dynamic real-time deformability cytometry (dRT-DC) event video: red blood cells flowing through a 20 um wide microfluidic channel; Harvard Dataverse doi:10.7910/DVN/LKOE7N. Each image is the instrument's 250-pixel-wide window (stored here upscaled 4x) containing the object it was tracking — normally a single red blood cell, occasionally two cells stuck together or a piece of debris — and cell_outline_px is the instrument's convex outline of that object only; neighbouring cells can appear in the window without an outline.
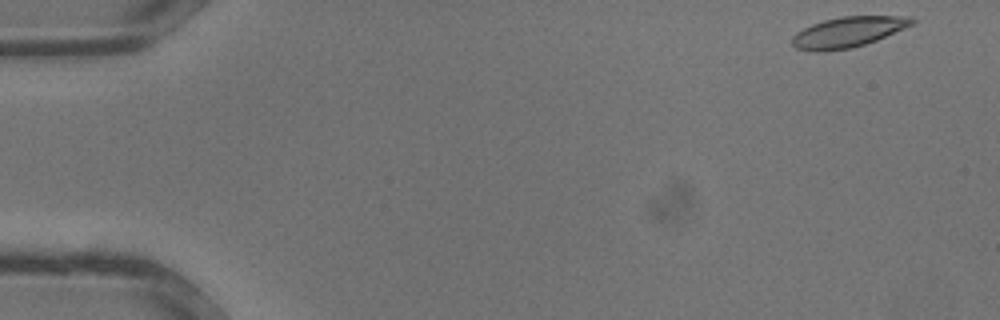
{"species": "common noctule bat (a hibernating species)", "species_latin": "Nyctalus noctula", "temperature_condition": "warm", "stored_images_in_passage": 33, "camera_frame_rate_fps": 3000, "um_per_image_px": 0.085, "animal": {"sex": "male", "body_mass_g": 13.3}, "frame": {"image": 1, "passage_image": 1, "time_ms": 0.0, "image_size_px": [1000, 320], "cell_outline_px": [[916, 20], [912, 24], [904, 28], [876, 40], [852, 48], [824, 52], [812, 52], [796, 48], [792, 44], [792, 36], [796, 32], [812, 24], [824, 20], [840, 16], [912, 16]], "centroid_in_image_um": [72.05, 2.73], "position_along_channel_um": 13.0, "area_um2": 21.33}}
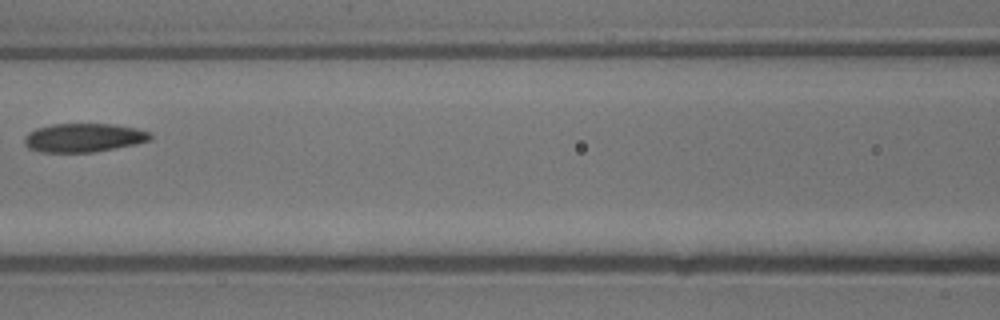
{"frame": {"image": 2, "passage_image": 15, "time_ms": 4.667, "image_size_px": [1000, 320], "cell_outline_px": [[152, 140], [136, 144], [92, 152], [40, 152], [28, 148], [24, 144], [24, 136], [28, 132], [36, 128], [52, 124], [112, 124], [136, 128], [152, 132]], "centroid_in_image_um": [7.11, 11.7], "position_along_channel_um": 159.5, "area_um2": 21.21}}
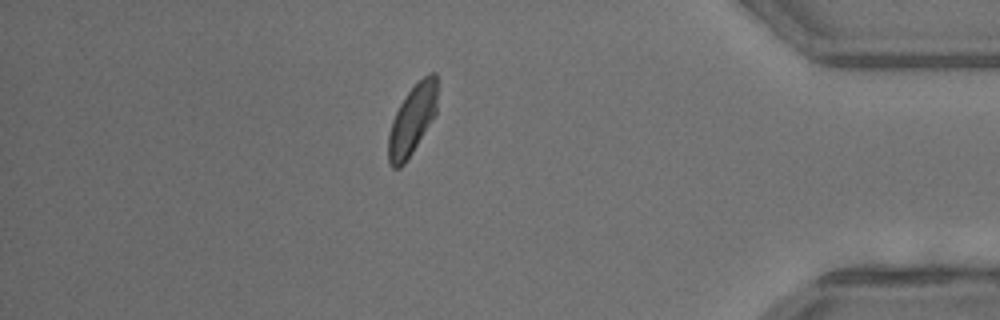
{"frame": {"image": 3, "passage_image": 29, "time_ms": 9.333, "image_size_px": [1000, 320], "cell_outline_px": [[436, 112], [412, 152], [404, 164], [400, 168], [392, 168], [388, 160], [388, 136], [392, 120], [400, 104], [408, 92], [428, 72], [436, 72]], "centroid_in_image_um": [35.01, 10.2], "position_along_channel_um": 400.2, "area_um2": 19.42}}